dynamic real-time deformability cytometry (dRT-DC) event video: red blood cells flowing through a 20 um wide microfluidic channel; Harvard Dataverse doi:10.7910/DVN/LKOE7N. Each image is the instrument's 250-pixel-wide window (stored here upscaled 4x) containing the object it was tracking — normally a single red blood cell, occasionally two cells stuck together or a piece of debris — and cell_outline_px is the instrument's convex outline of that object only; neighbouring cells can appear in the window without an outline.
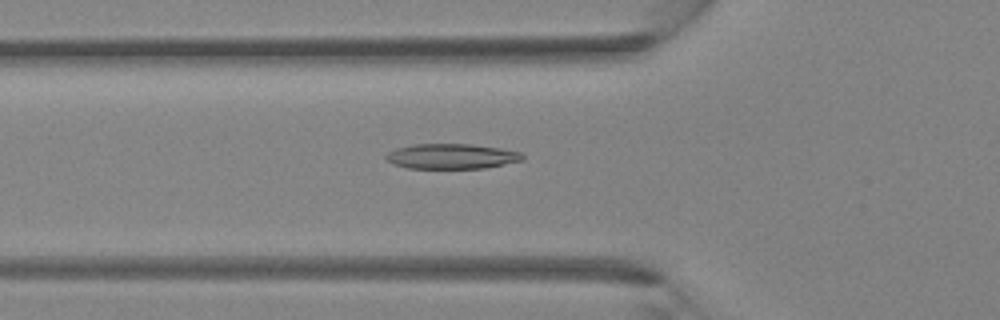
{"species": "Egyptian fruit bat (a non-hibernating species)", "species_latin": "Rousettus aegyptiacus", "temperature_condition": "room temperature", "stored_images_in_passage": 38, "camera_frame_rate_fps": 3000, "um_per_image_px": 0.085, "animal": {"sex": "female"}, "frame": {"image": 1, "passage_image": 12, "time_ms": 3.667, "image_size_px": [1000, 320], "cell_outline_px": [[524, 160], [484, 168], [408, 168], [392, 164], [384, 156], [388, 152], [396, 148], [412, 144], [472, 144], [500, 148], [524, 152]], "centroid_in_image_um": [38.4, 13.28], "position_along_channel_um": 87.4, "area_um2": 20.11}}
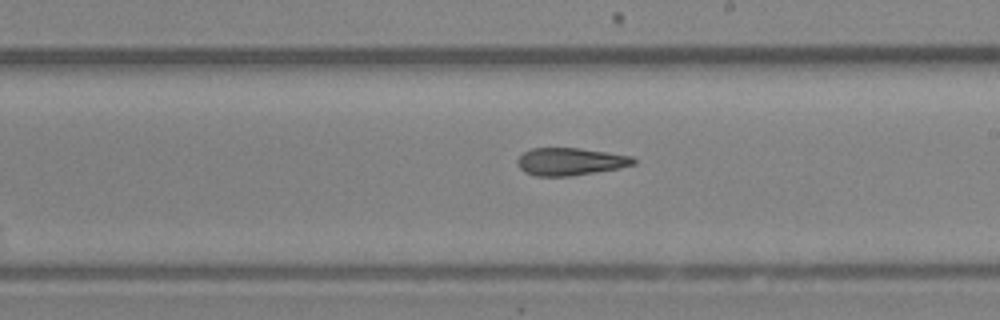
{"frame": {"image": 2, "passage_image": 21, "time_ms": 6.667, "image_size_px": [1000, 320], "cell_outline_px": [[636, 164], [620, 168], [568, 176], [536, 176], [524, 172], [516, 164], [516, 160], [524, 152], [532, 148], [580, 148], [608, 152], [632, 156], [636, 160]], "centroid_in_image_um": [48.47, 13.73], "position_along_channel_um": 240.5, "area_um2": 18.67}}
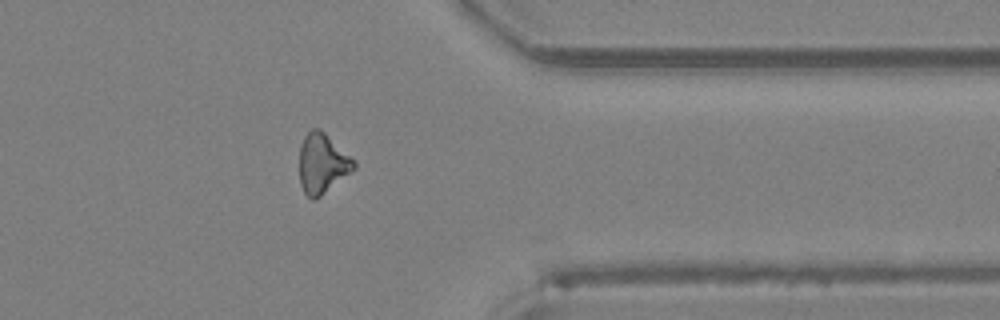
{"frame": {"image": 3, "passage_image": 30, "time_ms": 9.667, "image_size_px": [1000, 320], "cell_outline_px": [[356, 168], [320, 196], [312, 200], [304, 192], [300, 184], [300, 144], [304, 136], [312, 128], [320, 128], [356, 160]], "centroid_in_image_um": [27.41, 13.87], "position_along_channel_um": 384.0, "area_um2": 19.02}}